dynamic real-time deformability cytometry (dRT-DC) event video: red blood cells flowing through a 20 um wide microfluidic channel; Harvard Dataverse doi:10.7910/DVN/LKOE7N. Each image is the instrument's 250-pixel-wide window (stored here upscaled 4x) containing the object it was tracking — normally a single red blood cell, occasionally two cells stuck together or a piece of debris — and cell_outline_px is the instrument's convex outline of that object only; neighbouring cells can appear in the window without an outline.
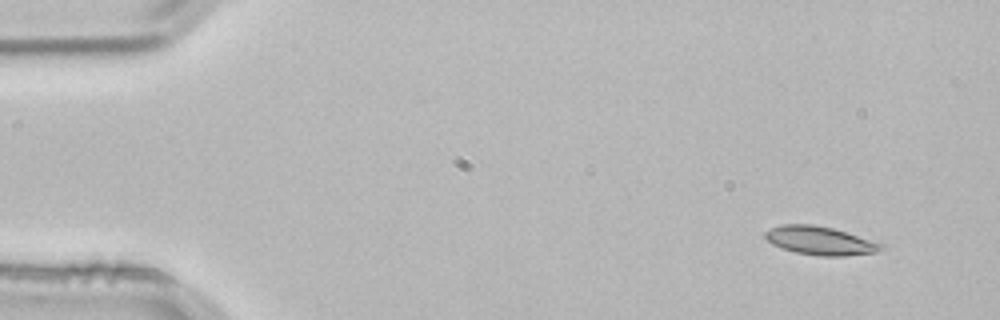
{"species": "common noctule bat (a hibernating species)", "species_latin": "Nyctalus noctula", "temperature_condition": "room temperature", "stored_images_in_passage": 3, "camera_frame_rate_fps": 3000, "um_per_image_px": 0.085, "animal": {"sex": "male", "body_mass_g": 21.5, "forearm_length_mm": 52.0}, "frame": {"image": 1, "passage_image": 1, "time_ms": 0.0, "image_size_px": [1000, 320], "cell_outline_px": [[884, 248], [876, 252], [844, 256], [820, 256], [796, 252], [780, 248], [772, 244], [764, 236], [764, 232], [780, 224], [812, 224], [832, 228], [884, 244]], "centroid_in_image_um": [69.68, 20.46], "position_along_channel_um": 15.3, "area_um2": 19.13}}
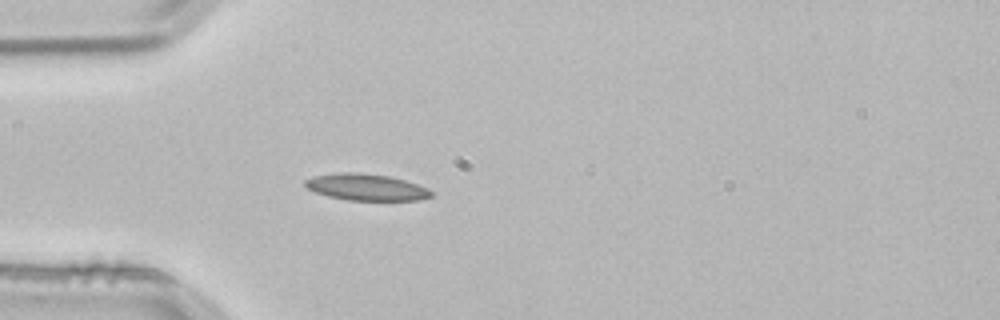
{"frame": {"image": 2, "passage_image": 3, "time_ms": 0.667, "image_size_px": [1000, 320], "cell_outline_px": [[432, 196], [416, 200], [348, 200], [328, 196], [316, 192], [308, 188], [304, 184], [304, 180], [312, 176], [344, 172], [356, 172], [388, 176], [404, 180], [428, 188], [432, 192]], "centroid_in_image_um": [31.11, 15.91], "position_along_channel_um": 53.9, "area_um2": 19.31}}